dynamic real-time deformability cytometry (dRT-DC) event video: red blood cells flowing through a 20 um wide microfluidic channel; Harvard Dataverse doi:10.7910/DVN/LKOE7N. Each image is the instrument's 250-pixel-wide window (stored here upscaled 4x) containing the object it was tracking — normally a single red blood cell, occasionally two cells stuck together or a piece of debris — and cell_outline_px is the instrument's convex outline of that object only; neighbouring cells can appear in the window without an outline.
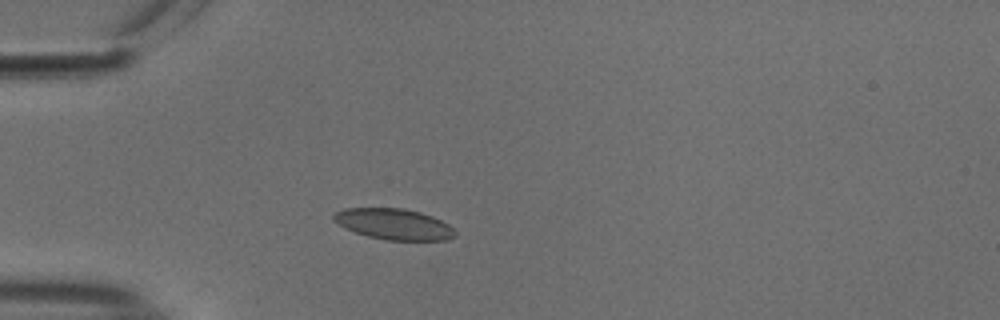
{"species": "common noctule bat (a hibernating species)", "species_latin": "Nyctalus noctula", "temperature_condition": "cold", "stored_images_in_passage": 40, "camera_frame_rate_fps": 3000, "um_per_image_px": 0.085, "animal": {"sex": "male", "body_mass_g": 18.8}, "frame": {"image": 1, "passage_image": 1, "time_ms": 0.0, "image_size_px": [1000, 320], "cell_outline_px": [[456, 236], [448, 240], [384, 240], [368, 236], [344, 228], [332, 220], [332, 216], [336, 212], [344, 208], [404, 208], [420, 212], [432, 216], [448, 224], [456, 232]], "centroid_in_image_um": [33.47, 19.05], "position_along_channel_um": 51.5, "area_um2": 21.96}}
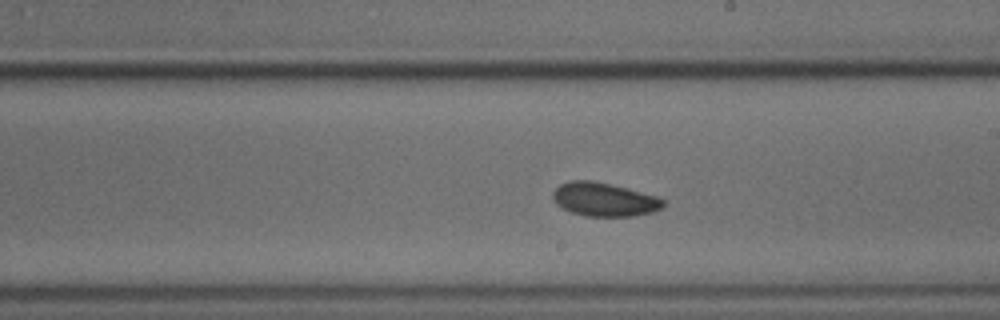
{"frame": {"image": 2, "passage_image": 17, "time_ms": 5.333, "image_size_px": [1000, 320], "cell_outline_px": [[664, 204], [660, 208], [652, 212], [636, 216], [584, 216], [572, 212], [556, 204], [552, 196], [552, 192], [560, 184], [572, 180], [592, 180], [656, 196], [664, 200]], "centroid_in_image_um": [51.32, 16.96], "position_along_channel_um": 237.7, "area_um2": 21.33}}
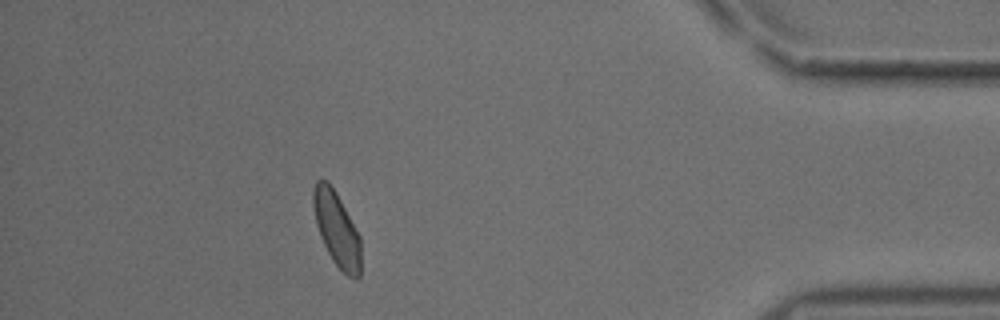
{"frame": {"image": 3, "passage_image": 34, "time_ms": 11.0, "image_size_px": [1000, 320], "cell_outline_px": [[360, 276], [356, 280], [348, 276], [332, 260], [320, 236], [316, 224], [312, 204], [312, 192], [316, 180], [328, 180], [336, 192], [360, 236]], "centroid_in_image_um": [28.6, 19.45], "position_along_channel_um": 406.6, "area_um2": 20.58}, "authors_computed_cell_mechanics": {"area_um2": 20.8369, "velocity_mm_per_s": 3.7444, "shape_relaxation_time_tau1_ms": 2.4538, "shape_relaxation_time_tau2_ms": 5.4044, "deformation_change_tau1": 0.0646, "deformation_change_tau2": 0.084}}